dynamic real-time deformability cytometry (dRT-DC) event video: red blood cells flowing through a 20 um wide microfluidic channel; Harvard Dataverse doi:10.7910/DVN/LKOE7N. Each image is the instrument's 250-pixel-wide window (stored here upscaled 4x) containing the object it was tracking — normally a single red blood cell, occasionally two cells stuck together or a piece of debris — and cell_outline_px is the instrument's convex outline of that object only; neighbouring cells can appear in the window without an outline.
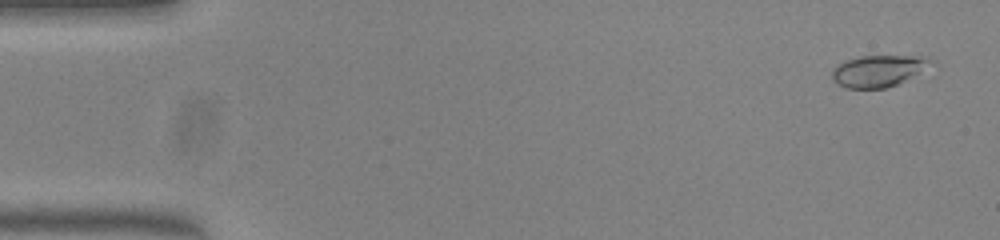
{"species": "common noctule bat (a hibernating species)", "species_latin": "Nyctalus noctula", "temperature_condition": "warm", "stored_images_in_passage": 51, "camera_frame_rate_fps": 3000, "um_per_image_px": 0.085, "animal": {"sex": "female", "body_mass_g": 23.0, "forearm_length_mm": 53.4}, "frame": {"image": 1, "passage_image": 2, "time_ms": 0.333, "image_size_px": [1000, 240], "cell_outline_px": [[940, 68], [896, 84], [884, 88], [848, 88], [840, 84], [832, 76], [832, 68], [836, 64], [860, 56], [924, 56], [936, 60]], "centroid_in_image_um": [74.91, 6.0], "position_along_channel_um": 10.1, "area_um2": 19.02}}
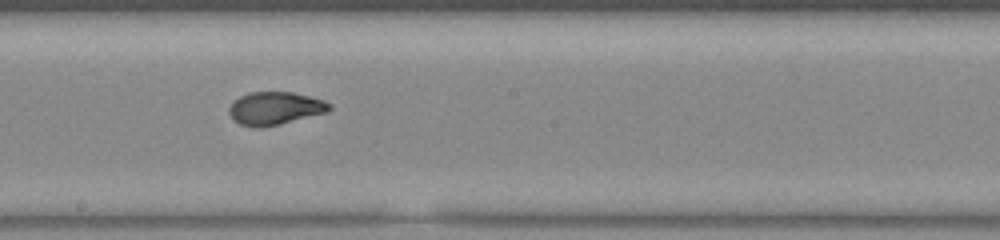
{"frame": {"image": 2, "passage_image": 28, "time_ms": 9.0, "image_size_px": [1000, 240], "cell_outline_px": [[332, 108], [328, 112], [280, 124], [260, 128], [256, 128], [240, 124], [232, 120], [228, 112], [228, 108], [240, 96], [248, 92], [292, 92], [324, 100], [332, 104]], "centroid_in_image_um": [23.38, 9.21], "position_along_channel_um": 224.8, "area_um2": 19.36}}
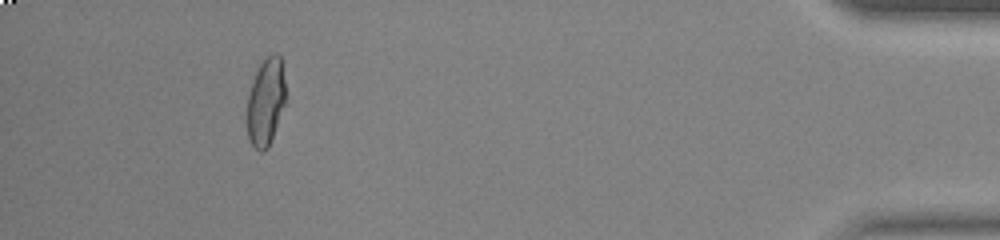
{"frame": {"image": 3, "passage_image": 47, "time_ms": 15.333, "image_size_px": [1000, 240], "cell_outline_px": [[284, 104], [268, 148], [264, 152], [260, 152], [252, 144], [248, 136], [248, 96], [252, 80], [260, 64], [272, 52], [276, 52], [280, 56], [284, 80]], "centroid_in_image_um": [22.58, 8.64], "position_along_channel_um": 412.6, "area_um2": 19.13}, "authors_computed_cell_mechanics": {"area_um2": 19.363, "velocity_mm_per_s": 4.0001, "shape_relaxation_time_tau1_ms": 10.781, "shape_relaxation_time_tau2_ms": null, "deformation_change_tau1": 0.3216, "deformation_change_tau2": null}}